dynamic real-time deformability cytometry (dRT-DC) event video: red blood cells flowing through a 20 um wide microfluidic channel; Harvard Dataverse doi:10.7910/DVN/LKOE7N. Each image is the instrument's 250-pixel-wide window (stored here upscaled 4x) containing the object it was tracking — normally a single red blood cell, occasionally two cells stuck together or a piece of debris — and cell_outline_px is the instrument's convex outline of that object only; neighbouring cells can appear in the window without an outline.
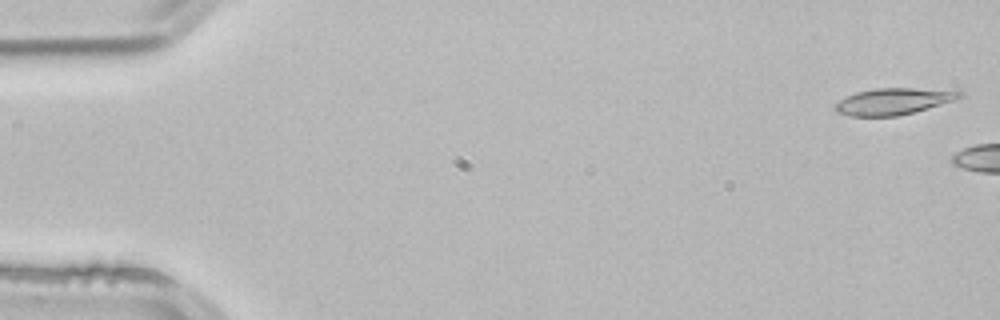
{"species": "common noctule bat (a hibernating species)", "species_latin": "Nyctalus noctula", "temperature_condition": "room temperature", "stored_images_in_passage": 5, "camera_frame_rate_fps": 3000, "um_per_image_px": 0.085, "animal": {"sex": "male", "body_mass_g": 21.5, "forearm_length_mm": 52.0}, "frame": {"image": 1, "passage_image": 1, "time_ms": 0.0, "image_size_px": [1000, 320], "cell_outline_px": [[964, 96], [940, 104], [900, 116], [852, 116], [836, 112], [832, 108], [832, 104], [856, 92], [876, 88], [956, 88]], "centroid_in_image_um": [75.96, 8.59], "position_along_channel_um": 9.0, "area_um2": 19.54}}